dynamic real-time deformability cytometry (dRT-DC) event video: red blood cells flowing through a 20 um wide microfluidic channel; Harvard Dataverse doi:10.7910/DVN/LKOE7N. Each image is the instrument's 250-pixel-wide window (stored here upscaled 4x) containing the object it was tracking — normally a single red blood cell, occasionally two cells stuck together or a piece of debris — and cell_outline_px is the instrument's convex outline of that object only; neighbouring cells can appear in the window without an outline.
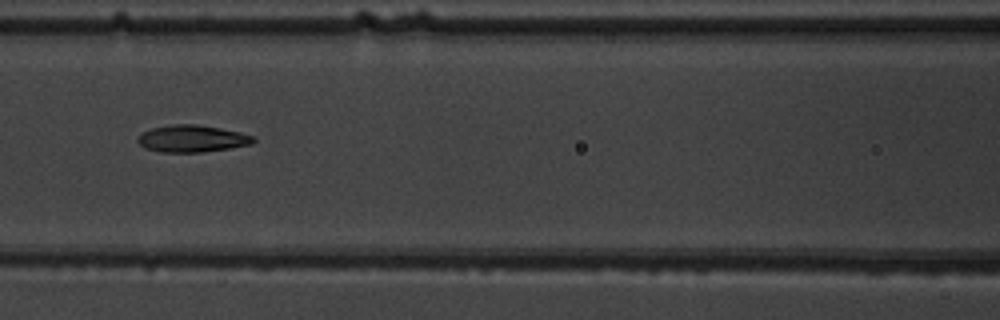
{"species": "common noctule bat (a hibernating species)", "species_latin": "Nyctalus noctula", "temperature_condition": "warm", "stored_images_in_passage": 7, "camera_frame_rate_fps": 3000, "um_per_image_px": 0.085, "animal": {"sex": "male", "body_mass_g": 19.5, "forearm_length_mm": 54.6}, "frame": {"image": 1, "passage_image": 7, "time_ms": 7.0, "image_size_px": [1000, 320], "cell_outline_px": [[256, 140], [252, 144], [228, 148], [200, 152], [160, 152], [144, 148], [136, 140], [144, 132], [152, 128], [172, 124], [196, 124], [220, 128], [240, 132], [252, 136]], "centroid_in_image_um": [16.32, 11.78], "position_along_channel_um": 150.3, "area_um2": 18.03}}